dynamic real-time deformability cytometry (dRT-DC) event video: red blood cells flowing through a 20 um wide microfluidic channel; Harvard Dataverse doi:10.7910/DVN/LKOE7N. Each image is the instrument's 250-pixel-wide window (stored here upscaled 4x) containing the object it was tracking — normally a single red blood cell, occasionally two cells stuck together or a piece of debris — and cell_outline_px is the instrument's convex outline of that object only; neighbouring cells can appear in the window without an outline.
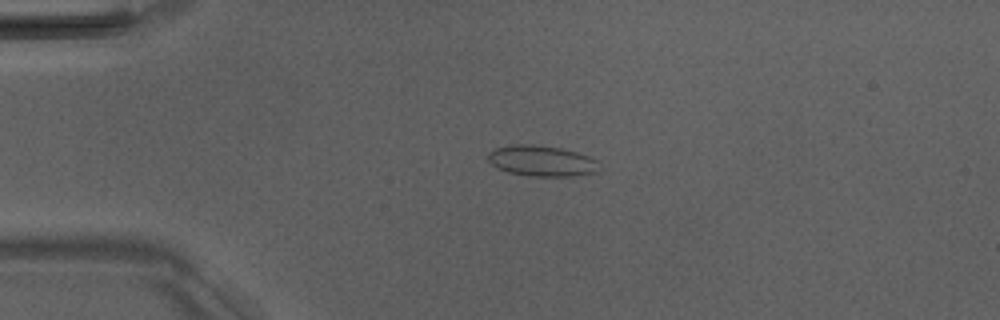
{"species": "Egyptian fruit bat (a non-hibernating species)", "species_latin": "Rousettus aegyptiacus", "temperature_condition": "room temperature", "stored_images_in_passage": 6, "camera_frame_rate_fps": 3000, "um_per_image_px": 0.085, "animal": {"sex": "male"}, "frame": {"image": 1, "passage_image": 4, "time_ms": 3.333, "image_size_px": [1000, 320], "cell_outline_px": [[596, 172], [568, 176], [528, 176], [508, 172], [492, 164], [488, 160], [488, 152], [496, 148], [512, 144], [532, 144], [560, 148], [576, 152], [588, 156], [596, 160]], "centroid_in_image_um": [45.98, 13.66], "position_along_channel_um": 39.0, "area_um2": 19.59}}